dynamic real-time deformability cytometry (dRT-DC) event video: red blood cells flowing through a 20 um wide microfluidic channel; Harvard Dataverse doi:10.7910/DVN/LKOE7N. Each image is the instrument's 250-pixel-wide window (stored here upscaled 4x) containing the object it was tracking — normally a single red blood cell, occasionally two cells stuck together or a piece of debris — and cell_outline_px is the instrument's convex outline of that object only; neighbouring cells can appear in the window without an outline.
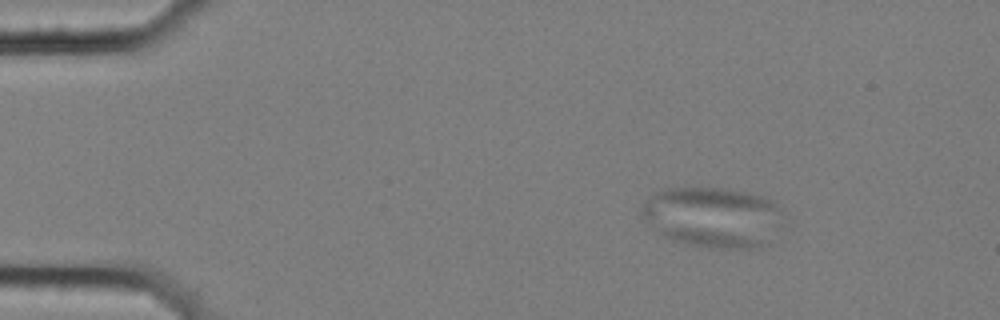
{"species": "common noctule bat (a hibernating species)", "species_latin": "Nyctalus noctula", "temperature_condition": "cold", "stored_images_in_passage": 6, "camera_frame_rate_fps": 3000, "um_per_image_px": 0.085, "animal": {"sex": "female", "body_mass_g": 25.1}, "frame": {"image": 1, "passage_image": 1, "time_ms": 0.0, "image_size_px": [1000, 320], "cell_outline_px": [[772, 212], [760, 244], [752, 248], [716, 248], [684, 244], [672, 240], [656, 232], [640, 212], [640, 208], [652, 192], [668, 188], [728, 188], [748, 192], [764, 196], [772, 204]], "centroid_in_image_um": [60.25, 18.4], "position_along_channel_um": 24.8, "area_um2": 47.05}}